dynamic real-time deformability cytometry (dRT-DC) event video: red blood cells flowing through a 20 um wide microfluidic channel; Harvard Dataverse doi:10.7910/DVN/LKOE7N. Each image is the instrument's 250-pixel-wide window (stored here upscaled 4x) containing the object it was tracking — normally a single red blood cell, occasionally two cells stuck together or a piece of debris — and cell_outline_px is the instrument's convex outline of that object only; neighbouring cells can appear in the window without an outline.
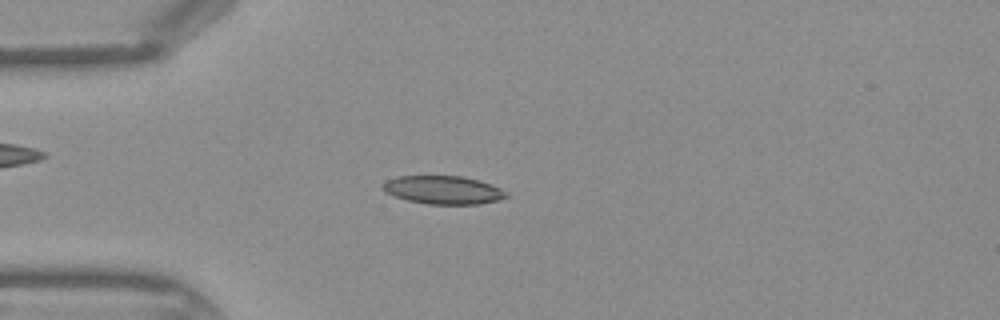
{"species": "Egyptian fruit bat (a non-hibernating species)", "species_latin": "Rousettus aegyptiacus", "temperature_condition": "warm", "stored_images_in_passage": 33, "camera_frame_rate_fps": 3000, "um_per_image_px": 0.085, "frame": {"image": 1, "passage_image": 1, "time_ms": 0.0, "image_size_px": [1000, 320], "cell_outline_px": [[508, 196], [500, 200], [480, 204], [428, 204], [408, 200], [384, 192], [380, 188], [384, 180], [396, 176], [460, 176], [476, 180], [500, 188], [508, 192]], "centroid_in_image_um": [37.63, 16.15], "position_along_channel_um": 47.4, "area_um2": 20.35}}
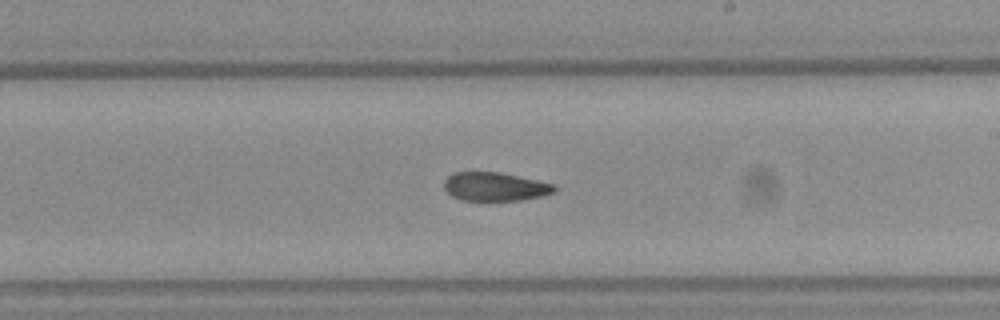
{"frame": {"image": 2, "passage_image": 15, "time_ms": 4.667, "image_size_px": [1000, 320], "cell_outline_px": [[556, 192], [540, 196], [520, 200], [460, 200], [452, 196], [444, 188], [444, 180], [452, 172], [500, 172], [556, 184]], "centroid_in_image_um": [42.07, 15.85], "position_along_channel_um": 246.9, "area_um2": 18.44}}
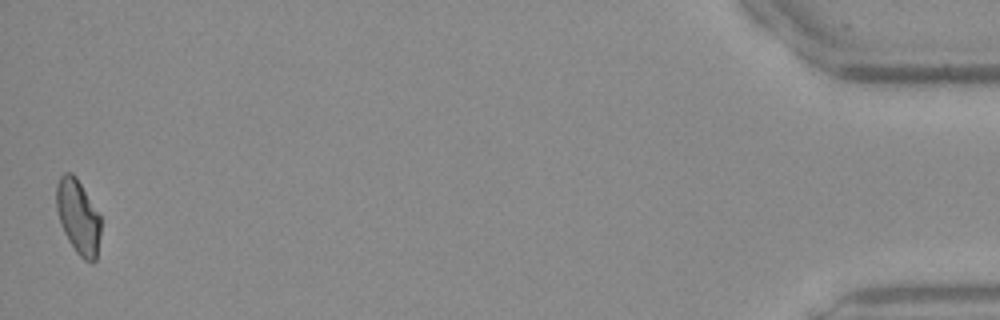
{"frame": {"image": 3, "passage_image": 33, "time_ms": 10.667, "image_size_px": [1000, 320], "cell_outline_px": [[100, 236], [96, 260], [92, 264], [84, 260], [76, 252], [68, 240], [64, 232], [56, 208], [56, 184], [60, 176], [64, 172], [72, 172], [76, 176], [100, 216]], "centroid_in_image_um": [6.64, 18.43], "position_along_channel_um": 428.6, "area_um2": 19.25}}